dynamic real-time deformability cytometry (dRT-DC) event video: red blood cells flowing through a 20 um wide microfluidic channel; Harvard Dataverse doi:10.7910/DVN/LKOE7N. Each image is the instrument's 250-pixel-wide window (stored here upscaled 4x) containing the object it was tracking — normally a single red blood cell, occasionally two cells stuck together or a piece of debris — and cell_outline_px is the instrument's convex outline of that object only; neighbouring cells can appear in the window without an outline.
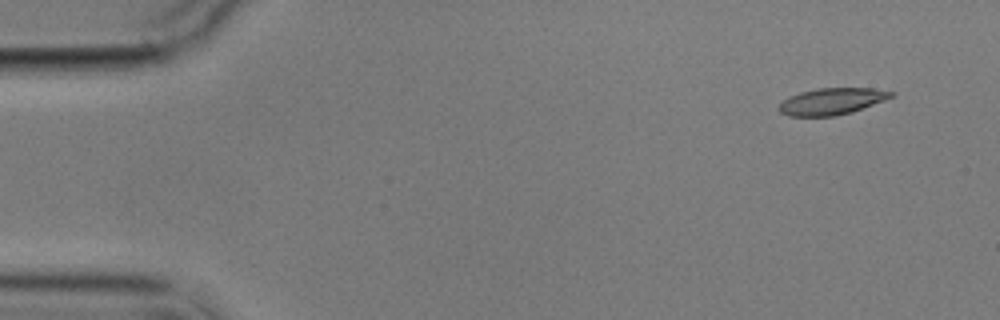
{"species": "common noctule bat (a hibernating species)", "species_latin": "Nyctalus noctula", "temperature_condition": "cold", "stored_images_in_passage": 5, "camera_frame_rate_fps": 3000, "um_per_image_px": 0.085, "animal": {"sex": "male", "body_mass_g": 17.9}, "frame": {"image": 1, "passage_image": 1, "time_ms": 0.0, "image_size_px": [1000, 320], "cell_outline_px": [[896, 96], [852, 112], [832, 116], [788, 116], [780, 112], [776, 108], [788, 96], [800, 92], [816, 88], [872, 88], [896, 92]], "centroid_in_image_um": [70.71, 8.61], "position_along_channel_um": 14.3, "area_um2": 17.57}}
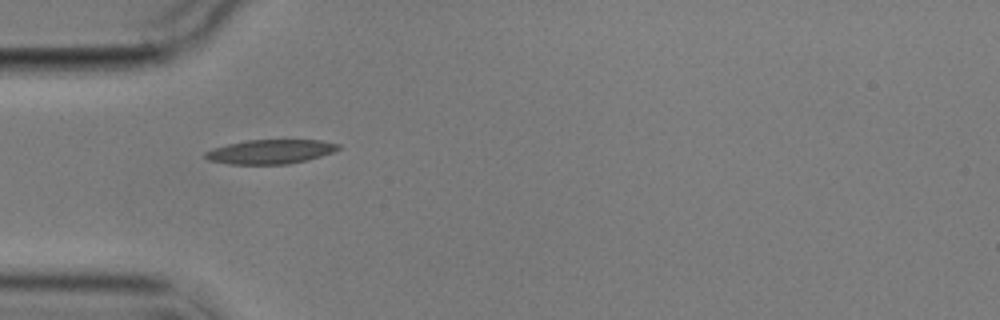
{"frame": {"image": 2, "passage_image": 4, "time_ms": 4.333, "image_size_px": [1000, 320], "cell_outline_px": [[340, 148], [332, 152], [320, 156], [288, 164], [228, 164], [208, 160], [204, 156], [204, 152], [212, 148], [244, 140], [320, 140], [340, 144]], "centroid_in_image_um": [22.94, 12.89], "position_along_channel_um": 62.1, "area_um2": 18.73}}
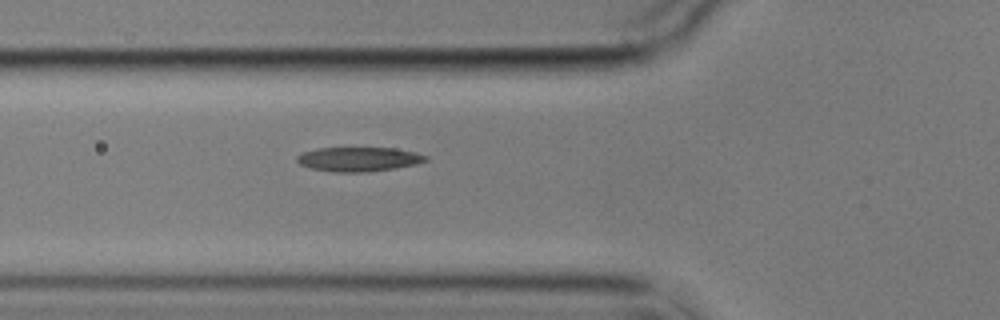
{"frame": {"image": 3, "passage_image": 5, "time_ms": 5.333, "image_size_px": [1000, 320], "cell_outline_px": [[428, 160], [416, 164], [396, 168], [368, 172], [336, 172], [312, 168], [300, 164], [296, 160], [296, 156], [300, 152], [320, 148], [396, 148], [416, 152], [428, 156]], "centroid_in_image_um": [30.51, 13.53], "position_along_channel_um": 95.3, "area_um2": 18.32}}